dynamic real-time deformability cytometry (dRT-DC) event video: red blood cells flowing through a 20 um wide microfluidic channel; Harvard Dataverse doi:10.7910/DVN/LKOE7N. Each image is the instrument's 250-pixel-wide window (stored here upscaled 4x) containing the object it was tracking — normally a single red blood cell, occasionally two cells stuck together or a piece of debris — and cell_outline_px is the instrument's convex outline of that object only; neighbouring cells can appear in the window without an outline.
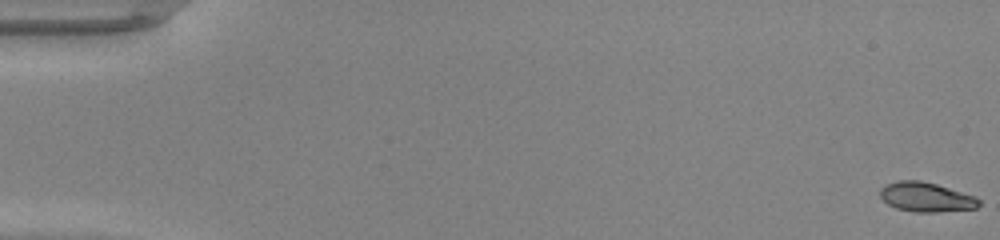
{"species": "common noctule bat (a hibernating species)", "species_latin": "Nyctalus noctula", "temperature_condition": "warm", "stored_images_in_passage": 49, "camera_frame_rate_fps": 3000, "um_per_image_px": 0.085, "animal": {"sex": "male", "body_mass_g": 20.0, "forearm_length_mm": 53.3}, "frame": {"image": 1, "passage_image": 1, "time_ms": 0.0, "image_size_px": [1000, 240], "cell_outline_px": [[980, 204], [976, 208], [936, 212], [916, 212], [896, 208], [888, 204], [880, 196], [880, 188], [884, 184], [900, 180], [920, 180], [936, 184], [976, 196], [980, 200]], "centroid_in_image_um": [78.71, 16.74], "position_along_channel_um": 6.3, "area_um2": 16.99}}
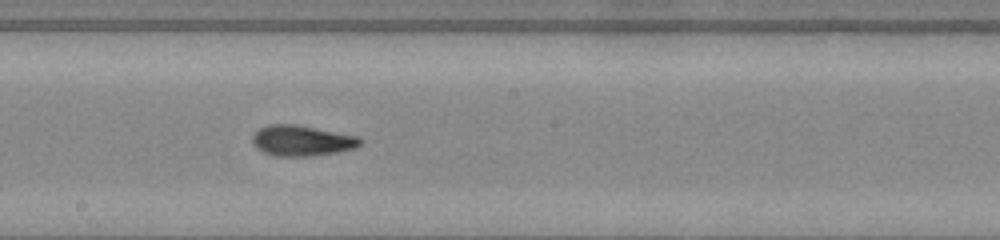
{"frame": {"image": 2, "passage_image": 28, "time_ms": 9.0, "image_size_px": [1000, 240], "cell_outline_px": [[360, 144], [356, 148], [340, 152], [308, 156], [276, 156], [264, 152], [256, 148], [252, 144], [252, 136], [260, 128], [268, 124], [296, 124], [360, 136]], "centroid_in_image_um": [25.66, 11.95], "position_along_channel_um": 222.5, "area_um2": 19.36}}
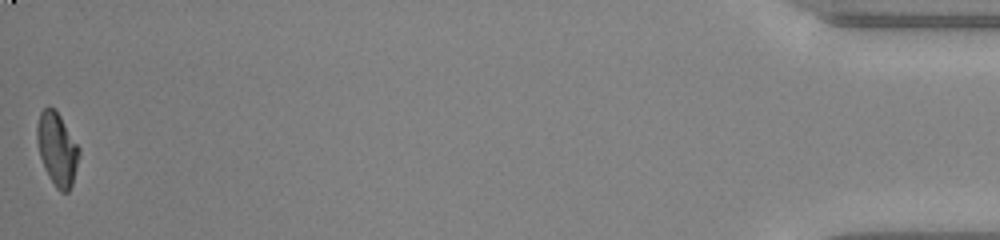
{"frame": {"image": 3, "passage_image": 49, "time_ms": 16.0, "image_size_px": [1000, 240], "cell_outline_px": [[80, 156], [72, 184], [68, 192], [60, 192], [56, 188], [48, 176], [44, 168], [40, 156], [36, 140], [36, 124], [40, 112], [48, 104], [56, 108], [80, 148]], "centroid_in_image_um": [4.85, 12.62], "position_along_channel_um": 430.4, "area_um2": 18.32}, "authors_computed_cell_mechanics": {"area_um2": 18.2648, "velocity_mm_per_s": 4.3151, "shape_relaxation_time_tau1_ms": 4.3506, "shape_relaxation_time_tau2_ms": 2.7877, "deformation_change_tau1": 0.2061, "deformation_change_tau2": 0.0662}}